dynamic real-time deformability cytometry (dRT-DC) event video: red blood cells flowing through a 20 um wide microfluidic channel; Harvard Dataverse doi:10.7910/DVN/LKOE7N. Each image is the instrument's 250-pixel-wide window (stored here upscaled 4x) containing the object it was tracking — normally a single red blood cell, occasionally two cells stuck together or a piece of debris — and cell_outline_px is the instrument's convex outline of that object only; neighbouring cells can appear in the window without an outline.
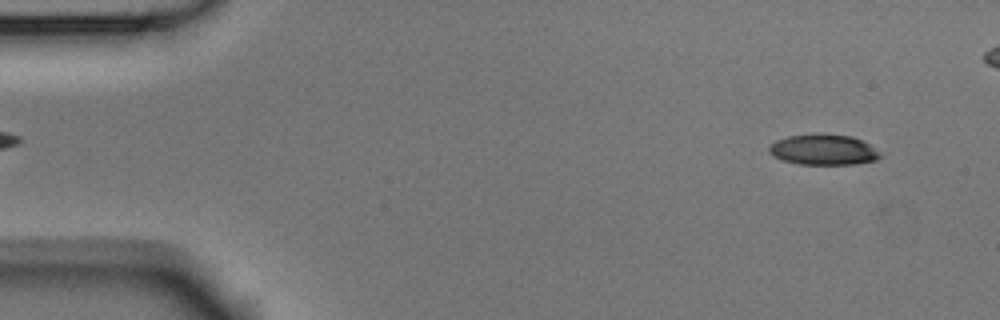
{"species": "Egyptian fruit bat (a non-hibernating species)", "species_latin": "Rousettus aegyptiacus", "temperature_condition": "room temperature", "stored_images_in_passage": 5, "camera_frame_rate_fps": 3000, "um_per_image_px": 0.085, "animal": {"sex": "male"}, "frame": {"image": 1, "passage_image": 1, "time_ms": 0.0, "image_size_px": [1000, 320], "cell_outline_px": [[880, 156], [876, 160], [856, 164], [800, 164], [784, 160], [772, 156], [768, 152], [768, 144], [776, 140], [788, 136], [816, 132], [852, 136], [868, 144]], "centroid_in_image_um": [69.9, 12.7], "position_along_channel_um": 15.1, "area_um2": 19.88}}